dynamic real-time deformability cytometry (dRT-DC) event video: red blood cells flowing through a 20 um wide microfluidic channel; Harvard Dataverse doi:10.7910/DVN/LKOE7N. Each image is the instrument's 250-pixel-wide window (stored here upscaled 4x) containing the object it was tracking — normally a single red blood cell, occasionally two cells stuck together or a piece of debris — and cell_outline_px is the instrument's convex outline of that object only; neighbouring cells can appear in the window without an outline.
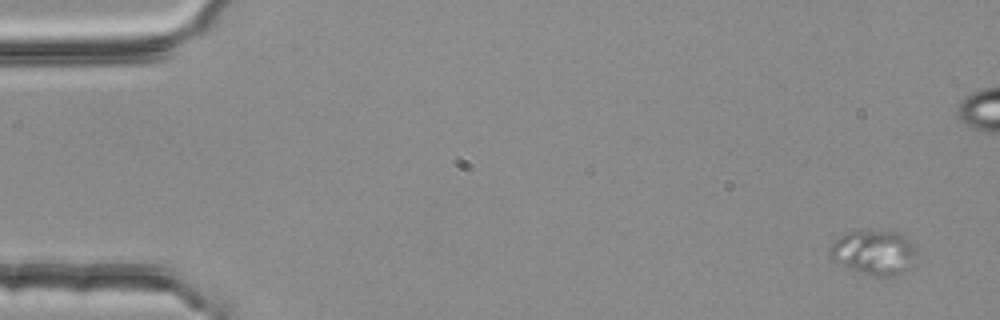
{"species": "common noctule bat (a hibernating species)", "species_latin": "Nyctalus noctula", "temperature_condition": "room temperature", "stored_images_in_passage": 6, "camera_frame_rate_fps": 3000, "um_per_image_px": 0.085, "animal": {"sex": "female", "body_mass_g": 25.1}, "frame": {"image": 1, "passage_image": 1, "time_ms": 0.0, "image_size_px": [1000, 320], "cell_outline_px": [[916, 252], [900, 272], [896, 276], [872, 276], [860, 272], [832, 260], [828, 256], [828, 252], [832, 244], [840, 236], [848, 232], [900, 232], [916, 248]], "centroid_in_image_um": [74.21, 21.45], "position_along_channel_um": 10.8, "area_um2": 21.62}}